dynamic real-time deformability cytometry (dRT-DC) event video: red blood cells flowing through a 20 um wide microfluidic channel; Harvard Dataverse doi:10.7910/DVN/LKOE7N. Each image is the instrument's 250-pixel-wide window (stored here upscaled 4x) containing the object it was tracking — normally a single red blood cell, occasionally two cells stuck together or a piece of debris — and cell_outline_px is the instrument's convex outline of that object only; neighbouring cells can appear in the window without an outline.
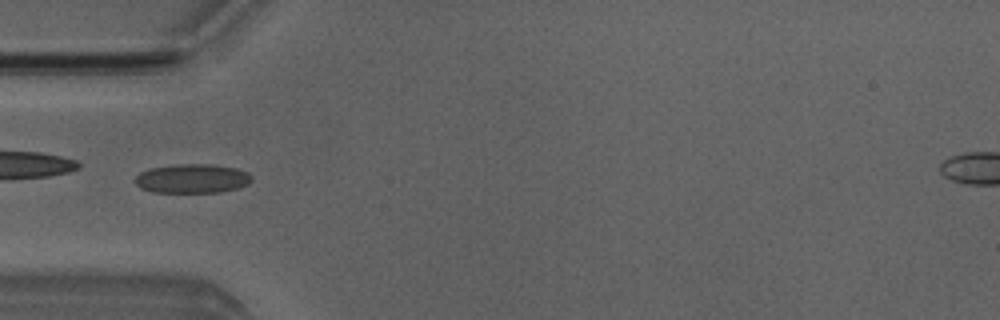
{"species": "Egyptian fruit bat (a non-hibernating species)", "species_latin": "Rousettus aegyptiacus", "temperature_condition": "room temperature", "stored_images_in_passage": 4, "camera_frame_rate_fps": 3000, "um_per_image_px": 0.085, "animal": {"sex": "male"}, "frame": {"image": 1, "passage_image": 4, "time_ms": 4.333, "image_size_px": [1000, 320], "cell_outline_px": [[252, 180], [248, 184], [236, 188], [220, 192], [152, 192], [140, 188], [132, 180], [140, 172], [148, 168], [176, 164], [212, 164], [236, 168], [248, 172], [252, 176]], "centroid_in_image_um": [16.31, 15.17], "position_along_channel_um": 68.7, "area_um2": 20.0}}